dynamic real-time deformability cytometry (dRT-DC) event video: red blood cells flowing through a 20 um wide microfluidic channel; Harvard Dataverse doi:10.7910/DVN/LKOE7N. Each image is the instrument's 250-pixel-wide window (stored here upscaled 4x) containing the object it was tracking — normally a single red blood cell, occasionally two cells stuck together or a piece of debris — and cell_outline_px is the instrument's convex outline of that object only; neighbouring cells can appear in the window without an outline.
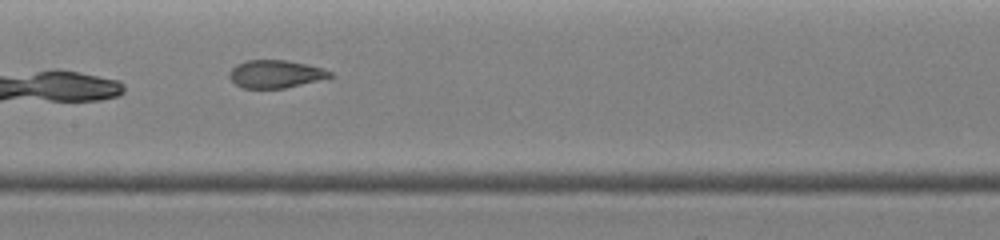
{"species": "common noctule bat (a hibernating species)", "species_latin": "Nyctalus noctula", "temperature_condition": "warm", "stored_images_in_passage": 26, "camera_frame_rate_fps": 3000, "um_per_image_px": 0.085, "animal": {"sex": "female", "body_mass_g": 19.0, "forearm_length_mm": 51.5}, "frame": {"image": 1, "passage_image": 12, "time_ms": 5.333, "image_size_px": [1000, 240], "cell_outline_px": [[336, 76], [284, 88], [240, 88], [228, 76], [228, 72], [236, 64], [248, 60], [288, 60], [324, 68], [332, 72]], "centroid_in_image_um": [23.43, 6.28], "position_along_channel_um": 184.0, "area_um2": 16.42}}